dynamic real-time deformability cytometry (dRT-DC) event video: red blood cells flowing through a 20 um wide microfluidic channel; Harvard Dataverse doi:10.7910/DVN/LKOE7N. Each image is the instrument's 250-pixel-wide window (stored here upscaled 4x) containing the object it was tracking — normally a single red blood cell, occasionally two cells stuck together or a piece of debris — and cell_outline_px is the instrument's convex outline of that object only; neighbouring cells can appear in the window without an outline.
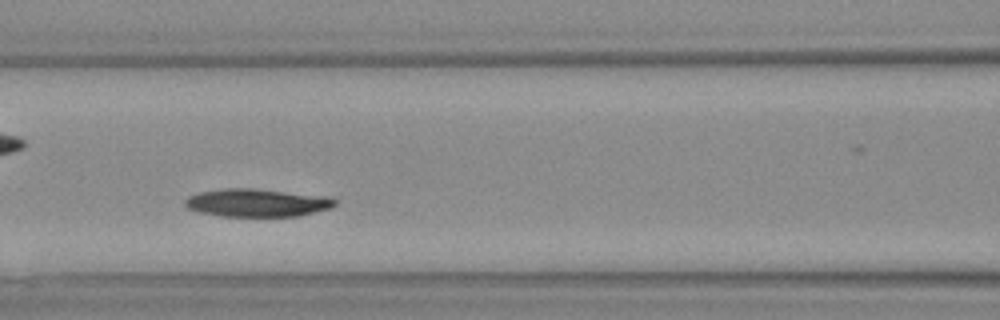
{"species": "Egyptian fruit bat (a non-hibernating species)", "species_latin": "Rousettus aegyptiacus", "temperature_condition": "warm", "stored_images_in_passage": 25, "camera_frame_rate_fps": 3000, "um_per_image_px": 0.085, "animal": {"sex": "female"}, "frame": {"image": 1, "passage_image": 8, "time_ms": 2.333, "image_size_px": [1000, 320], "cell_outline_px": [[336, 204], [332, 208], [300, 216], [216, 216], [200, 212], [188, 208], [184, 204], [184, 200], [188, 196], [200, 192], [224, 188], [252, 188], [328, 196], [336, 200]], "centroid_in_image_um": [21.86, 17.23], "position_along_channel_um": 144.7, "area_um2": 24.57}}